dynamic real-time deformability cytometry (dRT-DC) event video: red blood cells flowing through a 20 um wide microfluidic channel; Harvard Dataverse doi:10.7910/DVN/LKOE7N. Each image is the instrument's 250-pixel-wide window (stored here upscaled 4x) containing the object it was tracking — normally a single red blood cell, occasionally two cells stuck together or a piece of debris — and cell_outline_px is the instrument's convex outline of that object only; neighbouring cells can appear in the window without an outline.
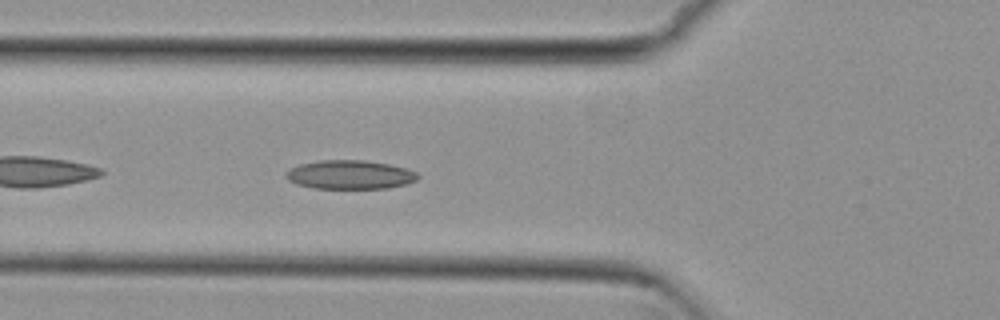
{"species": "common noctule bat (a hibernating species)", "species_latin": "Nyctalus noctula", "temperature_condition": "cold", "stored_images_in_passage": 39, "camera_frame_rate_fps": 3000, "um_per_image_px": 0.085, "animal": {"sex": "female", "body_mass_g": 29.2, "forearm_length_mm": 56.3}, "frame": {"image": 1, "passage_image": 5, "time_ms": 1.333, "image_size_px": [1000, 320], "cell_outline_px": [[420, 176], [416, 180], [404, 184], [388, 188], [312, 188], [296, 184], [288, 180], [284, 176], [284, 172], [300, 164], [320, 160], [364, 160], [388, 164], [404, 168], [416, 172]], "centroid_in_image_um": [29.7, 14.85], "position_along_channel_um": 96.1, "area_um2": 22.08}}
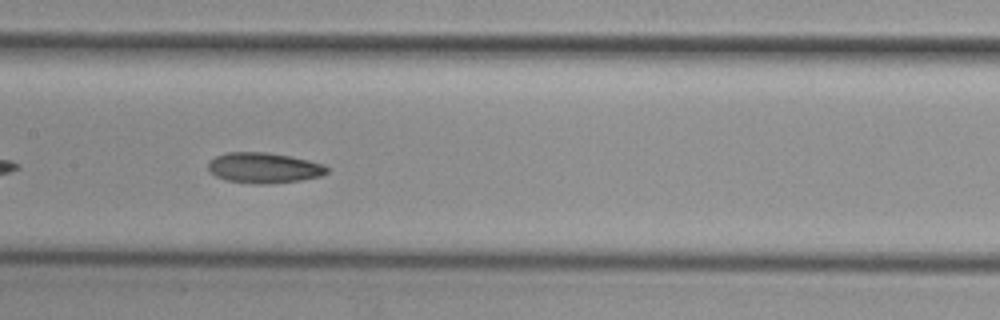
{"frame": {"image": 2, "passage_image": 12, "time_ms": 3.667, "image_size_px": [1000, 320], "cell_outline_px": [[328, 172], [320, 176], [300, 180], [268, 184], [252, 184], [228, 180], [216, 176], [208, 168], [208, 160], [216, 156], [228, 152], [264, 152], [288, 156], [308, 160], [324, 164], [328, 168]], "centroid_in_image_um": [22.42, 14.27], "position_along_channel_um": 185.0, "area_um2": 20.98}}
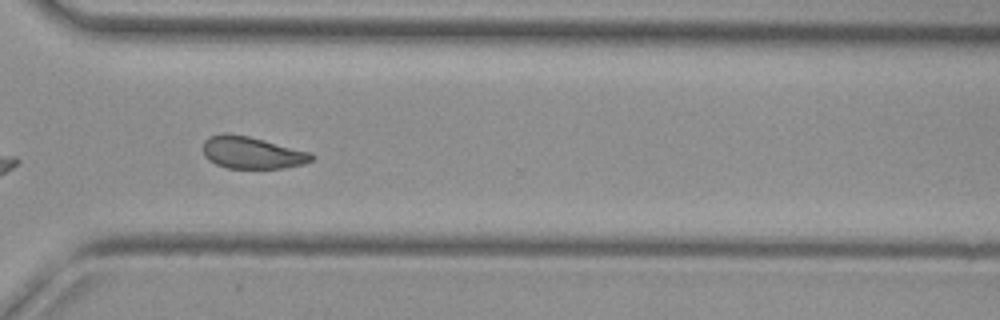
{"frame": {"image": 3, "passage_image": 25, "time_ms": 8.0, "image_size_px": [1000, 320], "cell_outline_px": [[316, 156], [312, 160], [304, 164], [284, 168], [228, 168], [216, 164], [208, 160], [204, 156], [204, 140], [208, 136], [224, 132], [228, 132], [248, 136], [312, 152]], "centroid_in_image_um": [21.42, 12.96], "position_along_channel_um": 349.2, "area_um2": 20.52}, "authors_computed_cell_mechanics": {"area_um2": 20.9814, "velocity_mm_per_s": 3.7958, "shape_relaxation_time_tau1_ms": null, "shape_relaxation_time_tau2_ms": 10.2002, "deformation_change_tau1": null, "deformation_change_tau2": 0.1671}}